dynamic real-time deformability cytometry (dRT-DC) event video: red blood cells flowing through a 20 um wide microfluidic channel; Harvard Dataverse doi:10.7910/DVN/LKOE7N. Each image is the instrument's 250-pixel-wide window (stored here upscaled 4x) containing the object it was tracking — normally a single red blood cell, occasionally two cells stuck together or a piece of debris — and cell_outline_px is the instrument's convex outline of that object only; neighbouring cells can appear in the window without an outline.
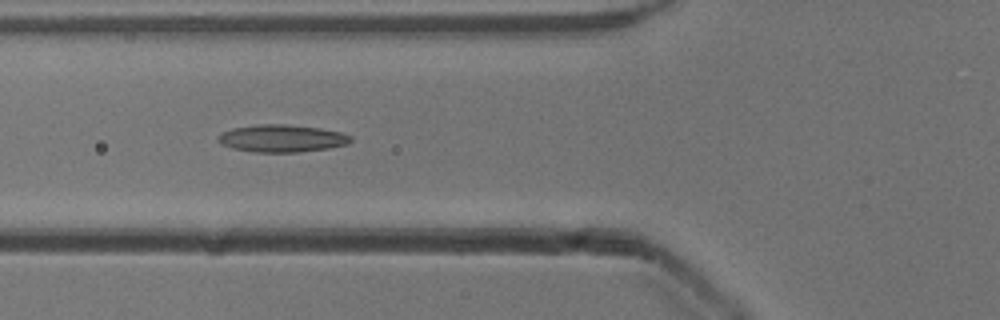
{"species": "common noctule bat (a hibernating species)", "species_latin": "Nyctalus noctula", "temperature_condition": "cold", "stored_images_in_passage": 7, "camera_frame_rate_fps": 3000, "um_per_image_px": 0.085, "animal": {"sex": "male", "body_mass_g": 13.3}, "frame": {"image": 1, "passage_image": 5, "time_ms": 1.333, "image_size_px": [1000, 320], "cell_outline_px": [[352, 140], [348, 144], [328, 148], [296, 152], [256, 152], [232, 148], [220, 144], [216, 140], [216, 136], [220, 132], [232, 128], [260, 124], [288, 124], [320, 128], [340, 132], [352, 136]], "centroid_in_image_um": [23.91, 11.75], "position_along_channel_um": 101.9, "area_um2": 21.33}}
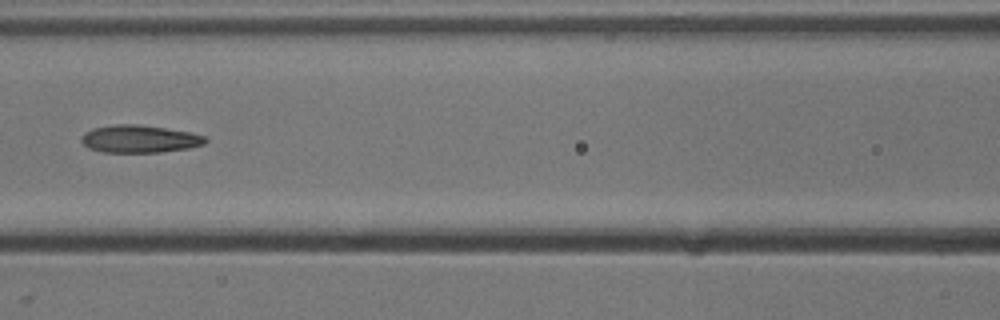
{"frame": {"image": 2, "passage_image": 6, "time_ms": 1.667, "image_size_px": [1000, 320], "cell_outline_px": [[208, 140], [204, 144], [188, 148], [160, 152], [104, 152], [88, 148], [80, 140], [84, 132], [92, 128], [116, 124], [140, 124], [192, 132], [204, 136]], "centroid_in_image_um": [11.85, 11.8], "position_along_channel_um": 154.7, "area_um2": 20.0}}
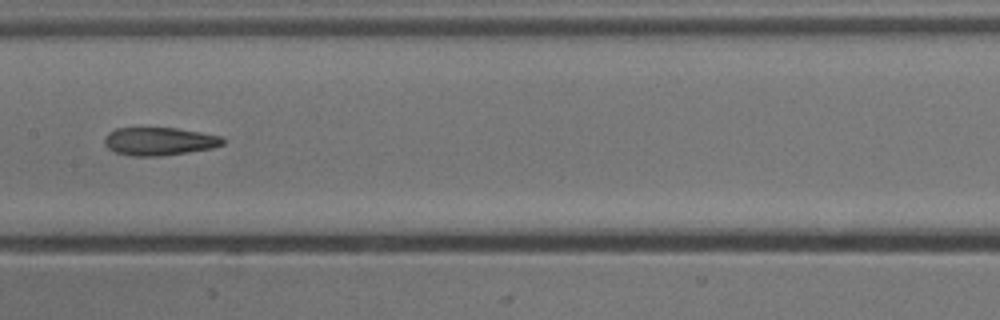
{"frame": {"image": 3, "passage_image": 7, "time_ms": 2.0, "image_size_px": [1000, 320], "cell_outline_px": [[224, 144], [212, 148], [160, 156], [132, 156], [116, 152], [108, 148], [104, 144], [104, 140], [108, 132], [116, 128], [176, 128], [200, 132], [220, 136], [224, 140]], "centroid_in_image_um": [13.51, 12.01], "position_along_channel_um": 193.9, "area_um2": 19.19}}